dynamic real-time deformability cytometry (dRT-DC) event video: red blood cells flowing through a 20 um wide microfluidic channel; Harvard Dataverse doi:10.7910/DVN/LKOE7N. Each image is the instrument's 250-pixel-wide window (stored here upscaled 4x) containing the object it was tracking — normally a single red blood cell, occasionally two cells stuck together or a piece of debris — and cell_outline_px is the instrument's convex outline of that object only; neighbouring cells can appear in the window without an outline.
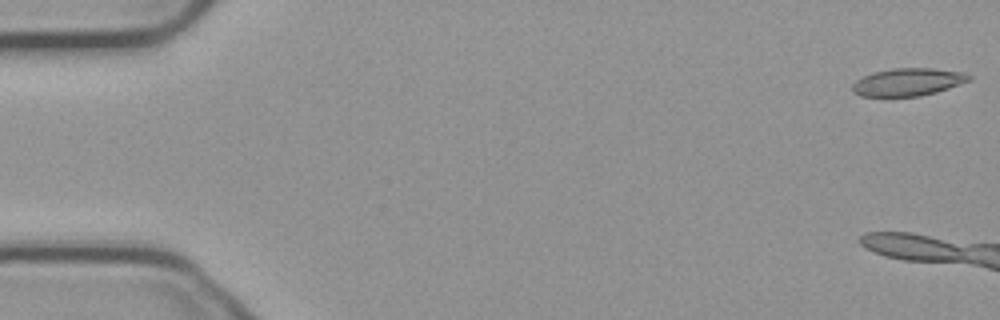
{"species": "common noctule bat (a hibernating species)", "species_latin": "Nyctalus noctula", "temperature_condition": "cold", "stored_images_in_passage": 7, "camera_frame_rate_fps": 3000, "um_per_image_px": 0.085, "animal": {"sex": "male", "body_mass_g": 23.1, "forearm_length_mm": 52.7}, "frame": {"image": 1, "passage_image": 1, "time_ms": 0.0, "image_size_px": [1000, 320], "cell_outline_px": [[972, 80], [936, 92], [920, 96], [860, 96], [852, 92], [852, 84], [856, 80], [872, 72], [892, 68], [932, 68], [968, 72], [972, 76]], "centroid_in_image_um": [77.2, 6.96], "position_along_channel_um": 7.8, "area_um2": 19.02}}